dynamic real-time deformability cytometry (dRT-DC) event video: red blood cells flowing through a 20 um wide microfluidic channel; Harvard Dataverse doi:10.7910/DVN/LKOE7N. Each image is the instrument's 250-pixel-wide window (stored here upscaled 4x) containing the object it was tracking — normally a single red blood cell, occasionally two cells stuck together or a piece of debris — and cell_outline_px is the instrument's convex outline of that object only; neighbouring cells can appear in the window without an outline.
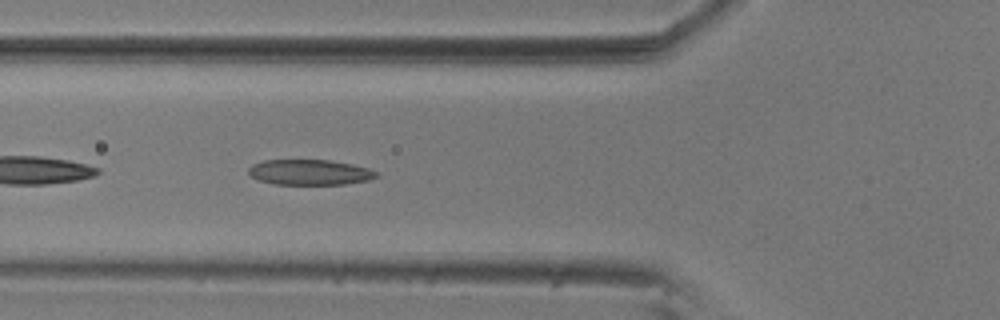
{"species": "common noctule bat (a hibernating species)", "species_latin": "Nyctalus noctula", "temperature_condition": "room temperature", "stored_images_in_passage": 29, "camera_frame_rate_fps": 3000, "um_per_image_px": 0.085, "animal": {"sex": "male", "body_mass_g": 20.5, "forearm_length_mm": 52.5}, "frame": {"image": 1, "passage_image": 4, "time_ms": 1.0, "image_size_px": [1000, 320], "cell_outline_px": [[380, 176], [368, 180], [344, 184], [276, 184], [260, 180], [252, 176], [248, 172], [248, 168], [252, 164], [264, 160], [328, 160], [352, 164], [368, 168], [376, 172]], "centroid_in_image_um": [26.33, 14.64], "position_along_channel_um": 99.5, "area_um2": 18.79}}
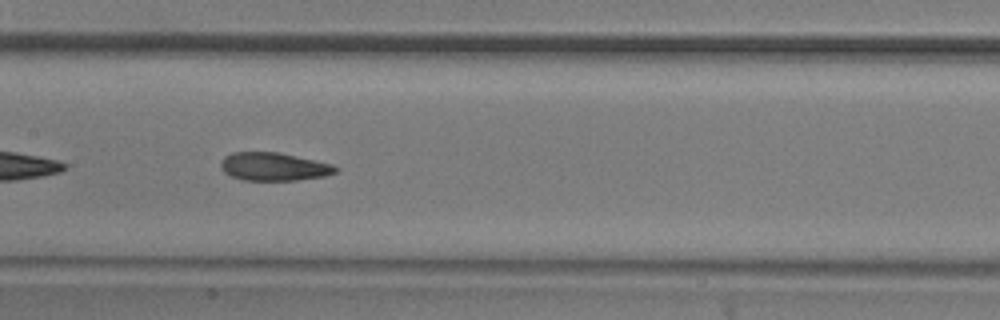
{"frame": {"image": 2, "passage_image": 11, "time_ms": 3.333, "image_size_px": [1000, 320], "cell_outline_px": [[340, 168], [336, 172], [324, 176], [296, 180], [244, 180], [232, 176], [224, 172], [220, 168], [220, 164], [224, 156], [232, 152], [280, 152], [332, 164]], "centroid_in_image_um": [23.27, 14.15], "position_along_channel_um": 184.1, "area_um2": 18.84}}
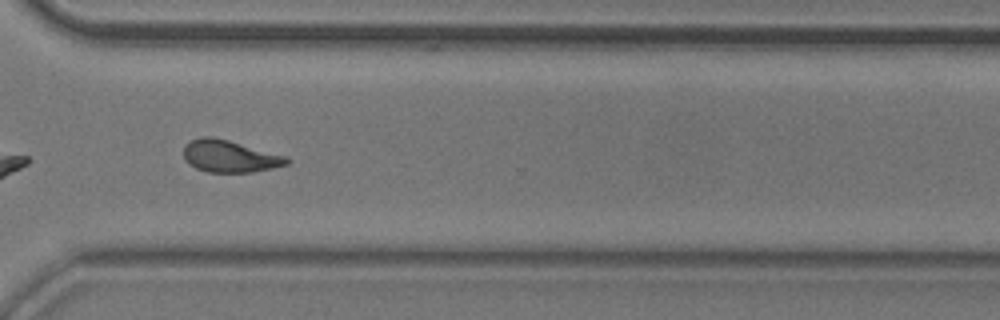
{"frame": {"image": 3, "passage_image": 25, "time_ms": 8.0, "image_size_px": [1000, 320], "cell_outline_px": [[292, 160], [288, 164], [272, 168], [252, 172], [208, 172], [196, 168], [188, 164], [184, 160], [184, 144], [200, 136], [212, 136], [228, 140], [288, 156]], "centroid_in_image_um": [19.53, 13.28], "position_along_channel_um": 351.1, "area_um2": 19.48}, "authors_computed_cell_mechanics": {"area_um2": 19.2474, "velocity_mm_per_s": 3.5908, "shape_relaxation_time_tau1_ms": 6.9752, "shape_relaxation_time_tau2_ms": 2.2425, "deformation_change_tau1": 0.1797, "deformation_change_tau2": 0.1009}}